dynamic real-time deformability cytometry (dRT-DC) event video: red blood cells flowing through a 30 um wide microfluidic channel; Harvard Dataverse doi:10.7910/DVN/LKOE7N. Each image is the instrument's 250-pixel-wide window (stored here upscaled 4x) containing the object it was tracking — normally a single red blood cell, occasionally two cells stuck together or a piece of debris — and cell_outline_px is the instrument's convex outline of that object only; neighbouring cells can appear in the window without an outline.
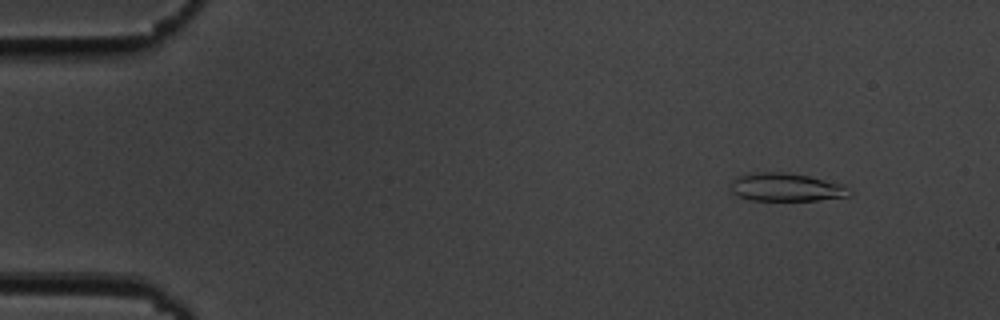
{"species": "common noctule bat (a hibernating species)", "species_latin": "Nyctalus noctula", "temperature_condition": "cold", "stored_images_in_passage": 54, "camera_frame_rate_fps": 3000, "um_per_image_px": 0.085, "animal": {"sex": "male", "body_mass_g": 19.5, "forearm_length_mm": 54.6}, "frame": {"image": 1, "passage_image": 5, "time_ms": 1.333, "image_size_px": [1000, 320], "cell_outline_px": [[852, 196], [816, 200], [752, 200], [736, 196], [728, 188], [732, 180], [736, 176], [752, 172], [784, 172], [808, 176], [844, 184], [852, 192]], "centroid_in_image_um": [66.79, 15.91], "position_along_channel_um": 18.2, "area_um2": 19.77}}
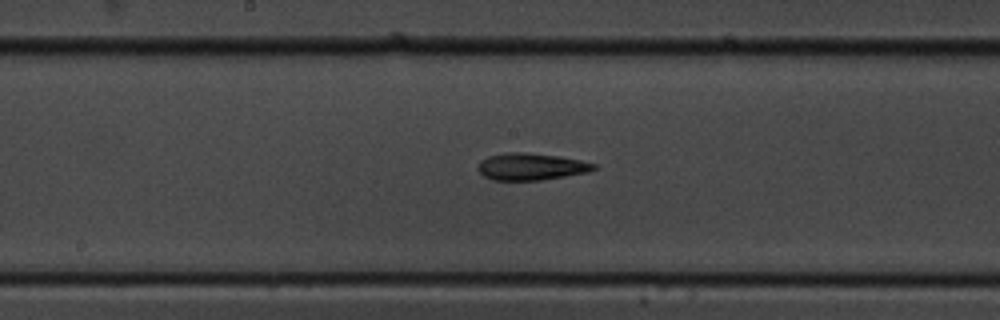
{"frame": {"image": 2, "passage_image": 28, "time_ms": 9.0, "image_size_px": [1000, 320], "cell_outline_px": [[596, 168], [588, 172], [540, 180], [492, 180], [484, 176], [476, 168], [480, 160], [488, 156], [508, 152], [524, 152], [560, 156], [580, 160], [596, 164]], "centroid_in_image_um": [45.1, 14.16], "position_along_channel_um": 203.1, "area_um2": 18.21}}
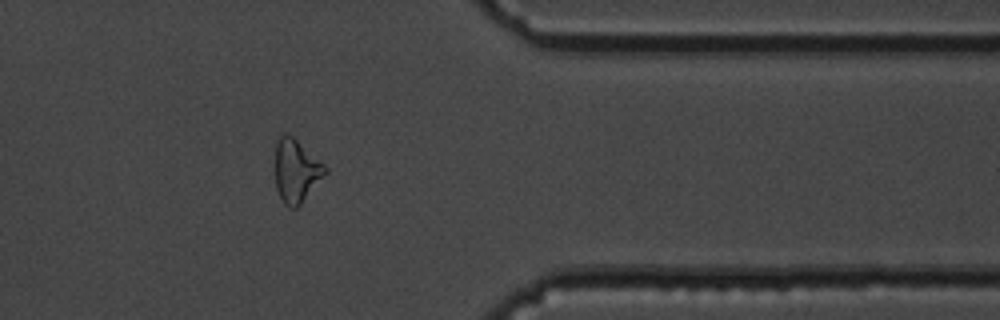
{"frame": {"image": 3, "passage_image": 44, "time_ms": 14.333, "image_size_px": [1000, 320], "cell_outline_px": [[328, 172], [300, 204], [296, 208], [288, 208], [284, 204], [276, 188], [276, 140], [284, 132], [288, 132], [324, 164], [328, 168]], "centroid_in_image_um": [25.18, 14.51], "position_along_channel_um": 386.2, "area_um2": 18.32}, "authors_computed_cell_mechanics": {"area_um2": 18.6116, "velocity_mm_per_s": 3.6842, "shape_relaxation_time_tau1_ms": 10.9066, "shape_relaxation_time_tau2_ms": 7.107, "deformation_change_tau1": 0.2581, "deformation_change_tau2": 0.1982}}